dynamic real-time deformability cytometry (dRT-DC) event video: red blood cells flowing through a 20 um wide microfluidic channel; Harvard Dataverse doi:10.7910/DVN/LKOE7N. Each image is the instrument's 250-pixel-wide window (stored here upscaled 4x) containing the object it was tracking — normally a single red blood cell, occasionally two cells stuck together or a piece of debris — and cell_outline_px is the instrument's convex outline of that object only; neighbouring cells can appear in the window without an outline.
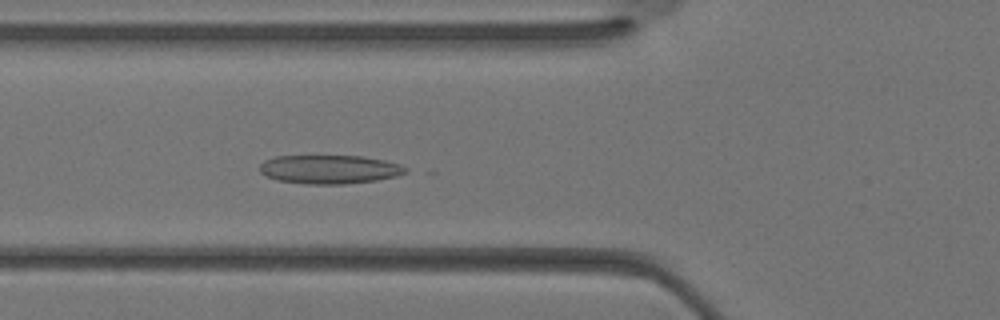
{"species": "Egyptian fruit bat (a non-hibernating species)", "species_latin": "Rousettus aegyptiacus", "temperature_condition": "warm", "stored_images_in_passage": 27, "camera_frame_rate_fps": 3000, "um_per_image_px": 0.085, "animal": {"sex": "female"}, "frame": {"image": 1, "passage_image": 12, "time_ms": 3.667, "image_size_px": [1000, 320], "cell_outline_px": [[408, 172], [396, 176], [376, 180], [344, 184], [304, 184], [276, 180], [260, 172], [260, 164], [264, 160], [276, 156], [360, 156], [384, 160], [400, 164], [408, 168]], "centroid_in_image_um": [28.01, 14.39], "position_along_channel_um": 97.8, "area_um2": 24.45}}
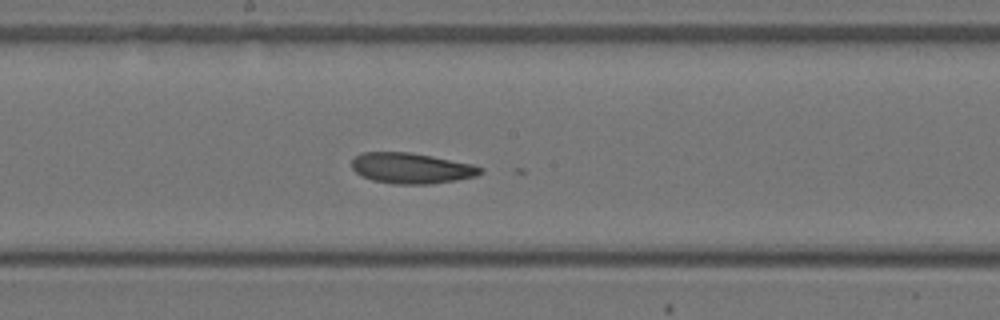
{"frame": {"image": 2, "passage_image": 18, "time_ms": 5.667, "image_size_px": [1000, 320], "cell_outline_px": [[484, 172], [476, 176], [456, 180], [428, 184], [396, 184], [372, 180], [356, 172], [352, 168], [352, 160], [356, 156], [364, 152], [408, 152], [432, 156], [472, 164], [484, 168]], "centroid_in_image_um": [35.0, 14.29], "position_along_channel_um": 213.2, "area_um2": 22.83}}
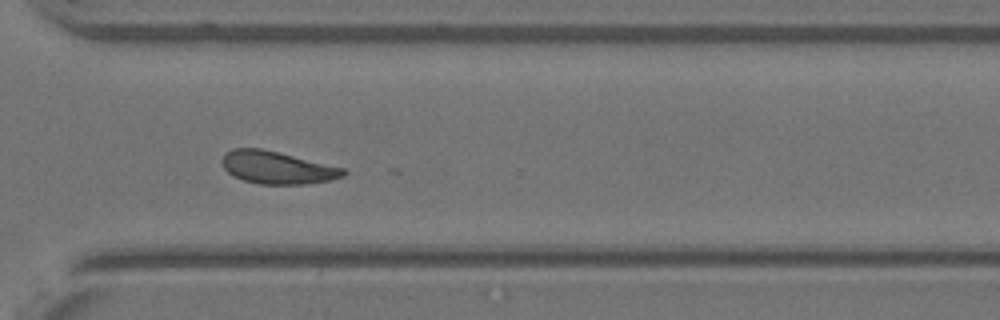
{"frame": {"image": 3, "passage_image": 25, "time_ms": 8.0, "image_size_px": [1000, 320], "cell_outline_px": [[348, 172], [344, 176], [332, 180], [304, 184], [260, 184], [244, 180], [232, 176], [224, 168], [220, 160], [232, 148], [260, 148], [344, 168]], "centroid_in_image_um": [23.55, 14.25], "position_along_channel_um": 347.0, "area_um2": 22.83}}